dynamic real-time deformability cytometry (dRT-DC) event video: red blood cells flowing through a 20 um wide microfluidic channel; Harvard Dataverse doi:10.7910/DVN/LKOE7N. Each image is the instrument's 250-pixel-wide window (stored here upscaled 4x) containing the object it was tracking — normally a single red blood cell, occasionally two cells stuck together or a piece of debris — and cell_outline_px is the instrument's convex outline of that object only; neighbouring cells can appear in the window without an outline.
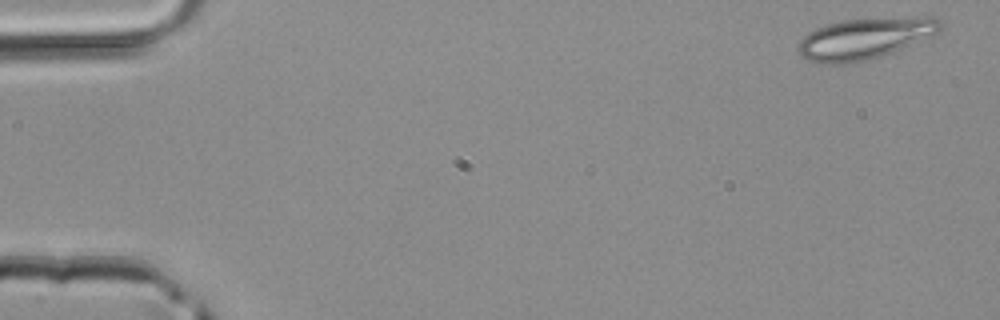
{"species": "common noctule bat (a hibernating species)", "species_latin": "Nyctalus noctula", "temperature_condition": "room temperature", "stored_images_in_passage": 5, "camera_frame_rate_fps": 3000, "um_per_image_px": 0.085, "animal": {"sex": "male", "body_mass_g": 20.4}, "frame": {"image": 1, "passage_image": 1, "time_ms": 0.0, "image_size_px": [1000, 320], "cell_outline_px": [[940, 32], [892, 52], [856, 64], [828, 64], [808, 60], [800, 56], [796, 48], [800, 40], [808, 32], [816, 28], [840, 20], [916, 16], [936, 16], [940, 20]], "centroid_in_image_um": [73.49, 3.27], "position_along_channel_um": 11.5, "area_um2": 34.45}}